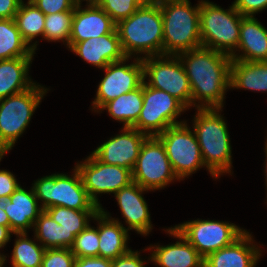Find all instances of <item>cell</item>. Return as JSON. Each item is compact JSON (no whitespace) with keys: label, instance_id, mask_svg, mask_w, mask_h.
Wrapping results in <instances>:
<instances>
[{"label":"cell","instance_id":"15","mask_svg":"<svg viewBox=\"0 0 267 267\" xmlns=\"http://www.w3.org/2000/svg\"><path fill=\"white\" fill-rule=\"evenodd\" d=\"M148 136L132 127H123L120 134L98 146L92 154L108 165L134 168L142 143Z\"/></svg>","mask_w":267,"mask_h":267},{"label":"cell","instance_id":"33","mask_svg":"<svg viewBox=\"0 0 267 267\" xmlns=\"http://www.w3.org/2000/svg\"><path fill=\"white\" fill-rule=\"evenodd\" d=\"M70 250L75 258L99 257L98 227L94 228L89 224L75 237Z\"/></svg>","mask_w":267,"mask_h":267},{"label":"cell","instance_id":"43","mask_svg":"<svg viewBox=\"0 0 267 267\" xmlns=\"http://www.w3.org/2000/svg\"><path fill=\"white\" fill-rule=\"evenodd\" d=\"M0 225L7 226L9 228V219L1 201H0Z\"/></svg>","mask_w":267,"mask_h":267},{"label":"cell","instance_id":"38","mask_svg":"<svg viewBox=\"0 0 267 267\" xmlns=\"http://www.w3.org/2000/svg\"><path fill=\"white\" fill-rule=\"evenodd\" d=\"M233 5L242 16L254 17L255 13L267 8V0H235Z\"/></svg>","mask_w":267,"mask_h":267},{"label":"cell","instance_id":"45","mask_svg":"<svg viewBox=\"0 0 267 267\" xmlns=\"http://www.w3.org/2000/svg\"><path fill=\"white\" fill-rule=\"evenodd\" d=\"M264 150H265L264 152H265V154H266V155H265V156H266V160H265V163H266V164H265V173H266V174H265V176H266V178H265L266 181H265V182H266V183H265V184H266V187H267V140H266V144H265V149H264Z\"/></svg>","mask_w":267,"mask_h":267},{"label":"cell","instance_id":"8","mask_svg":"<svg viewBox=\"0 0 267 267\" xmlns=\"http://www.w3.org/2000/svg\"><path fill=\"white\" fill-rule=\"evenodd\" d=\"M144 83L165 91L178 99L186 108L192 106L189 80L178 55L141 57ZM148 77V82L145 81Z\"/></svg>","mask_w":267,"mask_h":267},{"label":"cell","instance_id":"12","mask_svg":"<svg viewBox=\"0 0 267 267\" xmlns=\"http://www.w3.org/2000/svg\"><path fill=\"white\" fill-rule=\"evenodd\" d=\"M174 228L204 259L232 244L246 231L233 223L202 219L187 221Z\"/></svg>","mask_w":267,"mask_h":267},{"label":"cell","instance_id":"48","mask_svg":"<svg viewBox=\"0 0 267 267\" xmlns=\"http://www.w3.org/2000/svg\"><path fill=\"white\" fill-rule=\"evenodd\" d=\"M0 258H1L2 263H3V265H4V264H5V261H6V256H5L4 254H1V253H0Z\"/></svg>","mask_w":267,"mask_h":267},{"label":"cell","instance_id":"17","mask_svg":"<svg viewBox=\"0 0 267 267\" xmlns=\"http://www.w3.org/2000/svg\"><path fill=\"white\" fill-rule=\"evenodd\" d=\"M149 191L138 183L131 182L115 193V199L121 214L128 225V231L135 230L141 235H148L152 231V224L148 205L143 197V192Z\"/></svg>","mask_w":267,"mask_h":267},{"label":"cell","instance_id":"14","mask_svg":"<svg viewBox=\"0 0 267 267\" xmlns=\"http://www.w3.org/2000/svg\"><path fill=\"white\" fill-rule=\"evenodd\" d=\"M131 57L121 61L112 62L105 68V76L98 85L96 97L92 102V111L101 112L100 109L109 101L140 87L144 82L143 62L136 57L135 62L126 64Z\"/></svg>","mask_w":267,"mask_h":267},{"label":"cell","instance_id":"16","mask_svg":"<svg viewBox=\"0 0 267 267\" xmlns=\"http://www.w3.org/2000/svg\"><path fill=\"white\" fill-rule=\"evenodd\" d=\"M76 5L72 19L69 49L77 42L98 38L116 31V23L97 4H88L85 8Z\"/></svg>","mask_w":267,"mask_h":267},{"label":"cell","instance_id":"49","mask_svg":"<svg viewBox=\"0 0 267 267\" xmlns=\"http://www.w3.org/2000/svg\"><path fill=\"white\" fill-rule=\"evenodd\" d=\"M0 267H4L1 258H0Z\"/></svg>","mask_w":267,"mask_h":267},{"label":"cell","instance_id":"41","mask_svg":"<svg viewBox=\"0 0 267 267\" xmlns=\"http://www.w3.org/2000/svg\"><path fill=\"white\" fill-rule=\"evenodd\" d=\"M22 0H0V19H14Z\"/></svg>","mask_w":267,"mask_h":267},{"label":"cell","instance_id":"36","mask_svg":"<svg viewBox=\"0 0 267 267\" xmlns=\"http://www.w3.org/2000/svg\"><path fill=\"white\" fill-rule=\"evenodd\" d=\"M45 15L71 11L76 4L73 0H30Z\"/></svg>","mask_w":267,"mask_h":267},{"label":"cell","instance_id":"10","mask_svg":"<svg viewBox=\"0 0 267 267\" xmlns=\"http://www.w3.org/2000/svg\"><path fill=\"white\" fill-rule=\"evenodd\" d=\"M187 123L168 127L156 136L163 144L172 169L179 180L206 167L194 131Z\"/></svg>","mask_w":267,"mask_h":267},{"label":"cell","instance_id":"26","mask_svg":"<svg viewBox=\"0 0 267 267\" xmlns=\"http://www.w3.org/2000/svg\"><path fill=\"white\" fill-rule=\"evenodd\" d=\"M45 211L65 230V248L70 249L75 237L80 234L88 225L89 219L99 210H74L62 206H54Z\"/></svg>","mask_w":267,"mask_h":267},{"label":"cell","instance_id":"31","mask_svg":"<svg viewBox=\"0 0 267 267\" xmlns=\"http://www.w3.org/2000/svg\"><path fill=\"white\" fill-rule=\"evenodd\" d=\"M34 238L45 249L65 248V230L43 210L33 225Z\"/></svg>","mask_w":267,"mask_h":267},{"label":"cell","instance_id":"34","mask_svg":"<svg viewBox=\"0 0 267 267\" xmlns=\"http://www.w3.org/2000/svg\"><path fill=\"white\" fill-rule=\"evenodd\" d=\"M97 5L102 8L116 24L128 18L142 6L138 0H99Z\"/></svg>","mask_w":267,"mask_h":267},{"label":"cell","instance_id":"46","mask_svg":"<svg viewBox=\"0 0 267 267\" xmlns=\"http://www.w3.org/2000/svg\"><path fill=\"white\" fill-rule=\"evenodd\" d=\"M168 1H176V0H151V3L153 4H161Z\"/></svg>","mask_w":267,"mask_h":267},{"label":"cell","instance_id":"22","mask_svg":"<svg viewBox=\"0 0 267 267\" xmlns=\"http://www.w3.org/2000/svg\"><path fill=\"white\" fill-rule=\"evenodd\" d=\"M93 220L98 222L99 257L114 260L131 250L127 245L128 230L122 222L112 218L103 208Z\"/></svg>","mask_w":267,"mask_h":267},{"label":"cell","instance_id":"13","mask_svg":"<svg viewBox=\"0 0 267 267\" xmlns=\"http://www.w3.org/2000/svg\"><path fill=\"white\" fill-rule=\"evenodd\" d=\"M76 169L80 173L83 186L89 198L100 208L98 194H115L121 188L128 186L132 180V171L118 165H108L99 161L92 153Z\"/></svg>","mask_w":267,"mask_h":267},{"label":"cell","instance_id":"24","mask_svg":"<svg viewBox=\"0 0 267 267\" xmlns=\"http://www.w3.org/2000/svg\"><path fill=\"white\" fill-rule=\"evenodd\" d=\"M33 58L0 60V99L24 92L35 83L28 76Z\"/></svg>","mask_w":267,"mask_h":267},{"label":"cell","instance_id":"42","mask_svg":"<svg viewBox=\"0 0 267 267\" xmlns=\"http://www.w3.org/2000/svg\"><path fill=\"white\" fill-rule=\"evenodd\" d=\"M12 233L7 226L0 225V248H3L10 241Z\"/></svg>","mask_w":267,"mask_h":267},{"label":"cell","instance_id":"39","mask_svg":"<svg viewBox=\"0 0 267 267\" xmlns=\"http://www.w3.org/2000/svg\"><path fill=\"white\" fill-rule=\"evenodd\" d=\"M145 261L140 258V251L130 250L128 253L112 260V267H145Z\"/></svg>","mask_w":267,"mask_h":267},{"label":"cell","instance_id":"47","mask_svg":"<svg viewBox=\"0 0 267 267\" xmlns=\"http://www.w3.org/2000/svg\"><path fill=\"white\" fill-rule=\"evenodd\" d=\"M142 5L151 4V0H138Z\"/></svg>","mask_w":267,"mask_h":267},{"label":"cell","instance_id":"23","mask_svg":"<svg viewBox=\"0 0 267 267\" xmlns=\"http://www.w3.org/2000/svg\"><path fill=\"white\" fill-rule=\"evenodd\" d=\"M238 53L232 60L264 62L267 61V29L255 17L244 16L241 20Z\"/></svg>","mask_w":267,"mask_h":267},{"label":"cell","instance_id":"44","mask_svg":"<svg viewBox=\"0 0 267 267\" xmlns=\"http://www.w3.org/2000/svg\"><path fill=\"white\" fill-rule=\"evenodd\" d=\"M76 5H81L82 1H86L88 4H97L99 0H73Z\"/></svg>","mask_w":267,"mask_h":267},{"label":"cell","instance_id":"9","mask_svg":"<svg viewBox=\"0 0 267 267\" xmlns=\"http://www.w3.org/2000/svg\"><path fill=\"white\" fill-rule=\"evenodd\" d=\"M187 108L169 93L147 86L143 82V106L137 122L132 126L150 136H158L168 127L185 123L176 120Z\"/></svg>","mask_w":267,"mask_h":267},{"label":"cell","instance_id":"21","mask_svg":"<svg viewBox=\"0 0 267 267\" xmlns=\"http://www.w3.org/2000/svg\"><path fill=\"white\" fill-rule=\"evenodd\" d=\"M1 202L9 219V229L13 233L27 232L33 228L39 214L43 211L38 205L33 188L27 191L19 186L8 199Z\"/></svg>","mask_w":267,"mask_h":267},{"label":"cell","instance_id":"19","mask_svg":"<svg viewBox=\"0 0 267 267\" xmlns=\"http://www.w3.org/2000/svg\"><path fill=\"white\" fill-rule=\"evenodd\" d=\"M171 236L179 239L166 246L152 245L145 250L153 252L149 260L160 267H204V258L174 227L166 229ZM156 246V247H155Z\"/></svg>","mask_w":267,"mask_h":267},{"label":"cell","instance_id":"7","mask_svg":"<svg viewBox=\"0 0 267 267\" xmlns=\"http://www.w3.org/2000/svg\"><path fill=\"white\" fill-rule=\"evenodd\" d=\"M73 172L71 177L57 173L34 181L32 188L43 210L54 206L74 210L101 209L89 198L76 167Z\"/></svg>","mask_w":267,"mask_h":267},{"label":"cell","instance_id":"30","mask_svg":"<svg viewBox=\"0 0 267 267\" xmlns=\"http://www.w3.org/2000/svg\"><path fill=\"white\" fill-rule=\"evenodd\" d=\"M17 236L11 256L12 267H41L46 249L27 237V232Z\"/></svg>","mask_w":267,"mask_h":267},{"label":"cell","instance_id":"40","mask_svg":"<svg viewBox=\"0 0 267 267\" xmlns=\"http://www.w3.org/2000/svg\"><path fill=\"white\" fill-rule=\"evenodd\" d=\"M73 267H112V260L101 257L75 258Z\"/></svg>","mask_w":267,"mask_h":267},{"label":"cell","instance_id":"1","mask_svg":"<svg viewBox=\"0 0 267 267\" xmlns=\"http://www.w3.org/2000/svg\"><path fill=\"white\" fill-rule=\"evenodd\" d=\"M178 57L183 63L189 80L192 106L223 108L226 90L230 89L232 58L227 54L202 46L179 53Z\"/></svg>","mask_w":267,"mask_h":267},{"label":"cell","instance_id":"32","mask_svg":"<svg viewBox=\"0 0 267 267\" xmlns=\"http://www.w3.org/2000/svg\"><path fill=\"white\" fill-rule=\"evenodd\" d=\"M74 9L45 15L44 39L69 45Z\"/></svg>","mask_w":267,"mask_h":267},{"label":"cell","instance_id":"29","mask_svg":"<svg viewBox=\"0 0 267 267\" xmlns=\"http://www.w3.org/2000/svg\"><path fill=\"white\" fill-rule=\"evenodd\" d=\"M34 54L22 39L14 19H0V60L33 58Z\"/></svg>","mask_w":267,"mask_h":267},{"label":"cell","instance_id":"35","mask_svg":"<svg viewBox=\"0 0 267 267\" xmlns=\"http://www.w3.org/2000/svg\"><path fill=\"white\" fill-rule=\"evenodd\" d=\"M75 256L68 248L46 249L41 267H73Z\"/></svg>","mask_w":267,"mask_h":267},{"label":"cell","instance_id":"2","mask_svg":"<svg viewBox=\"0 0 267 267\" xmlns=\"http://www.w3.org/2000/svg\"><path fill=\"white\" fill-rule=\"evenodd\" d=\"M220 110L222 108H197L192 127L204 164L215 179L224 173L231 175L232 168L230 136Z\"/></svg>","mask_w":267,"mask_h":267},{"label":"cell","instance_id":"5","mask_svg":"<svg viewBox=\"0 0 267 267\" xmlns=\"http://www.w3.org/2000/svg\"><path fill=\"white\" fill-rule=\"evenodd\" d=\"M242 16L234 7L224 10L213 2L201 0L200 35L202 47L232 56L240 37Z\"/></svg>","mask_w":267,"mask_h":267},{"label":"cell","instance_id":"4","mask_svg":"<svg viewBox=\"0 0 267 267\" xmlns=\"http://www.w3.org/2000/svg\"><path fill=\"white\" fill-rule=\"evenodd\" d=\"M159 5L163 20V55H178L202 46L201 1L195 7L189 0L168 1Z\"/></svg>","mask_w":267,"mask_h":267},{"label":"cell","instance_id":"20","mask_svg":"<svg viewBox=\"0 0 267 267\" xmlns=\"http://www.w3.org/2000/svg\"><path fill=\"white\" fill-rule=\"evenodd\" d=\"M69 50L87 63L101 69L126 57L122 51L117 30L98 38L77 42Z\"/></svg>","mask_w":267,"mask_h":267},{"label":"cell","instance_id":"28","mask_svg":"<svg viewBox=\"0 0 267 267\" xmlns=\"http://www.w3.org/2000/svg\"><path fill=\"white\" fill-rule=\"evenodd\" d=\"M14 21L22 39L35 52L38 42L32 44V41L40 35L44 38L45 14L30 0L25 4L22 0L14 16Z\"/></svg>","mask_w":267,"mask_h":267},{"label":"cell","instance_id":"25","mask_svg":"<svg viewBox=\"0 0 267 267\" xmlns=\"http://www.w3.org/2000/svg\"><path fill=\"white\" fill-rule=\"evenodd\" d=\"M229 81L230 89L267 92V61L232 60Z\"/></svg>","mask_w":267,"mask_h":267},{"label":"cell","instance_id":"11","mask_svg":"<svg viewBox=\"0 0 267 267\" xmlns=\"http://www.w3.org/2000/svg\"><path fill=\"white\" fill-rule=\"evenodd\" d=\"M175 175L162 142L150 136L142 143L138 158L132 169V180L142 188L159 190L174 180Z\"/></svg>","mask_w":267,"mask_h":267},{"label":"cell","instance_id":"3","mask_svg":"<svg viewBox=\"0 0 267 267\" xmlns=\"http://www.w3.org/2000/svg\"><path fill=\"white\" fill-rule=\"evenodd\" d=\"M122 51L126 57L163 55V20L159 4L139 7L116 24Z\"/></svg>","mask_w":267,"mask_h":267},{"label":"cell","instance_id":"27","mask_svg":"<svg viewBox=\"0 0 267 267\" xmlns=\"http://www.w3.org/2000/svg\"><path fill=\"white\" fill-rule=\"evenodd\" d=\"M143 106V84L135 90L107 102L100 110H107L110 117L132 127L138 120Z\"/></svg>","mask_w":267,"mask_h":267},{"label":"cell","instance_id":"18","mask_svg":"<svg viewBox=\"0 0 267 267\" xmlns=\"http://www.w3.org/2000/svg\"><path fill=\"white\" fill-rule=\"evenodd\" d=\"M252 237L246 230L232 244L208 255L204 267H255L262 251Z\"/></svg>","mask_w":267,"mask_h":267},{"label":"cell","instance_id":"37","mask_svg":"<svg viewBox=\"0 0 267 267\" xmlns=\"http://www.w3.org/2000/svg\"><path fill=\"white\" fill-rule=\"evenodd\" d=\"M4 154H0V161ZM15 175L7 170H0V201L8 199L19 187Z\"/></svg>","mask_w":267,"mask_h":267},{"label":"cell","instance_id":"6","mask_svg":"<svg viewBox=\"0 0 267 267\" xmlns=\"http://www.w3.org/2000/svg\"><path fill=\"white\" fill-rule=\"evenodd\" d=\"M47 91L35 83L24 92L0 99V154L12 149Z\"/></svg>","mask_w":267,"mask_h":267}]
</instances>
